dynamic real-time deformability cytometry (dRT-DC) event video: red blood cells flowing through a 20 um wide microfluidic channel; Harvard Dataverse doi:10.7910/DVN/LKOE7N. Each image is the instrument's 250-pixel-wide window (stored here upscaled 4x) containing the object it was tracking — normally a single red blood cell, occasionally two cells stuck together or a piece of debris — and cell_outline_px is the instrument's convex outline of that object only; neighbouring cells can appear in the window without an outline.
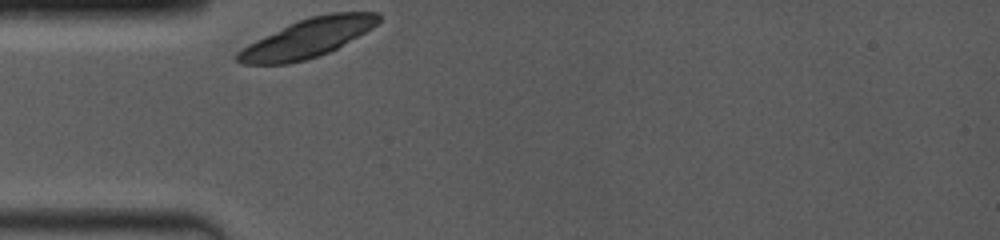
{"species": "common noctule bat (a hibernating species)", "species_latin": "Nyctalus noctula", "temperature_condition": "room temperature", "stored_images_in_passage": 2, "camera_frame_rate_fps": 4000, "um_per_image_px": 0.085, "animal": {"sex": "female", "body_mass_g": 19.0, "forearm_length_mm": 53.3}, "frame": {"image": 1, "passage_image": 1, "time_ms": 0.0, "image_size_px": [1000, 240], "cell_outline_px": [[380, 20], [372, 28], [336, 48], [328, 52], [304, 60], [288, 64], [240, 64], [236, 60], [236, 52], [240, 48], [296, 20], [328, 12], [376, 12], [380, 16]], "centroid_in_image_um": [26.1, 3.23], "position_along_channel_um": 58.9, "area_um2": 31.56}}